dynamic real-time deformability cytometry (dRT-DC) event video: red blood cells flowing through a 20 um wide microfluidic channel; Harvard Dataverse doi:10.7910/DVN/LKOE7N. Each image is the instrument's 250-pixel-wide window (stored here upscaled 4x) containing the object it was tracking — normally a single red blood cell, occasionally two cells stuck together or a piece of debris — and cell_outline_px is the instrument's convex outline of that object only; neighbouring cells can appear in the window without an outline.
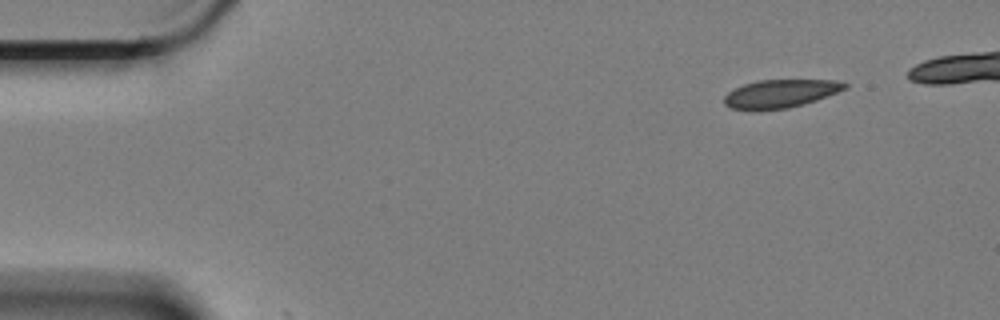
{"species": "Egyptian fruit bat (a non-hibernating species)", "species_latin": "Rousettus aegyptiacus", "temperature_condition": "cold", "stored_images_in_passage": 4, "camera_frame_rate_fps": 3000, "um_per_image_px": 0.085, "animal": {"sex": "female"}, "frame": {"image": 1, "passage_image": 1, "time_ms": 0.0, "image_size_px": [1000, 320], "cell_outline_px": [[848, 88], [816, 100], [804, 104], [788, 108], [756, 112], [728, 108], [724, 104], [724, 96], [728, 92], [744, 84], [760, 80], [836, 80], [848, 84]], "centroid_in_image_um": [66.29, 7.99], "position_along_channel_um": 18.7, "area_um2": 20.17}}